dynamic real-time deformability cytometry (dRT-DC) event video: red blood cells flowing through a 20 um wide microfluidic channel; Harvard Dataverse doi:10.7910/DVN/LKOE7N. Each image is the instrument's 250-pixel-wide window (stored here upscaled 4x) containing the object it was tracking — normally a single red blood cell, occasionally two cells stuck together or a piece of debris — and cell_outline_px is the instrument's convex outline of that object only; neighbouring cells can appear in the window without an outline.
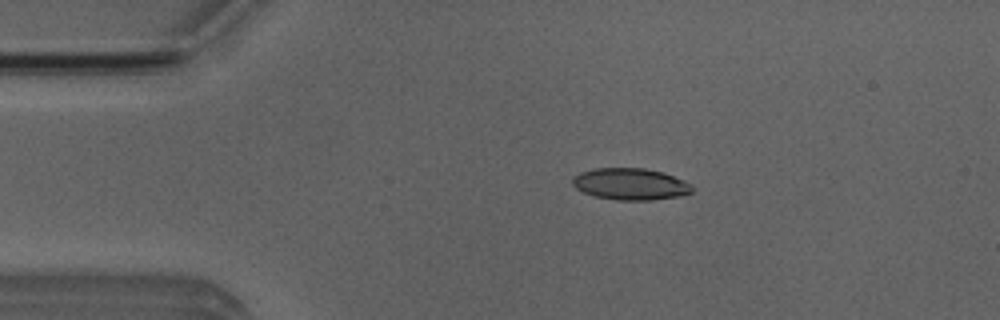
{"species": "Egyptian fruit bat (a non-hibernating species)", "species_latin": "Rousettus aegyptiacus", "temperature_condition": "room temperature", "stored_images_in_passage": 51, "camera_frame_rate_fps": 3000, "um_per_image_px": 0.085, "animal": {"sex": "male"}, "frame": {"image": 1, "passage_image": 10, "time_ms": 3.0, "image_size_px": [1000, 320], "cell_outline_px": [[692, 192], [680, 196], [652, 200], [616, 200], [596, 196], [584, 192], [576, 188], [572, 184], [572, 180], [580, 172], [596, 168], [644, 168], [664, 172], [684, 180], [692, 184]], "centroid_in_image_um": [53.62, 15.64], "position_along_channel_um": 31.4, "area_um2": 22.08}}
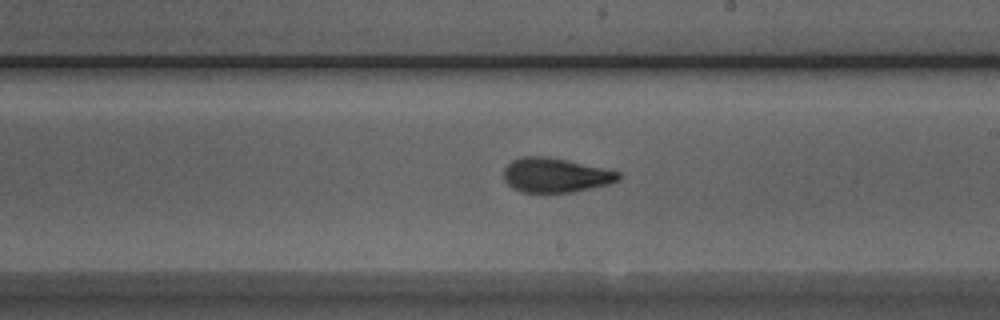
{"frame": {"image": 2, "passage_image": 29, "time_ms": 9.333, "image_size_px": [1000, 320], "cell_outline_px": [[620, 180], [608, 184], [572, 192], [520, 192], [512, 188], [504, 180], [504, 168], [512, 160], [520, 156], [548, 156], [568, 160], [620, 172]], "centroid_in_image_um": [47.18, 14.88], "position_along_channel_um": 241.8, "area_um2": 23.06}}
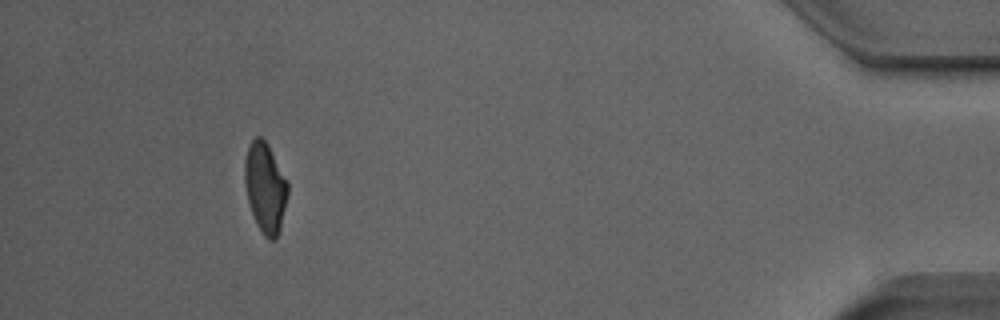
{"frame": {"image": 3, "passage_image": 47, "time_ms": 15.333, "image_size_px": [1000, 320], "cell_outline_px": [[288, 196], [280, 228], [276, 240], [268, 240], [264, 236], [256, 224], [248, 200], [244, 184], [244, 164], [248, 144], [256, 136], [260, 136], [268, 144], [288, 184]], "centroid_in_image_um": [22.53, 15.95], "position_along_channel_um": 412.7, "area_um2": 22.6}, "authors_computed_cell_mechanics": {"area_um2": 23.0622, "velocity_mm_per_s": 3.9972, "shape_relaxation_time_tau1_ms": 4.8501, "shape_relaxation_time_tau2_ms": 1.2009, "deformation_change_tau1": 0.1779, "deformation_change_tau2": 0.0844}}